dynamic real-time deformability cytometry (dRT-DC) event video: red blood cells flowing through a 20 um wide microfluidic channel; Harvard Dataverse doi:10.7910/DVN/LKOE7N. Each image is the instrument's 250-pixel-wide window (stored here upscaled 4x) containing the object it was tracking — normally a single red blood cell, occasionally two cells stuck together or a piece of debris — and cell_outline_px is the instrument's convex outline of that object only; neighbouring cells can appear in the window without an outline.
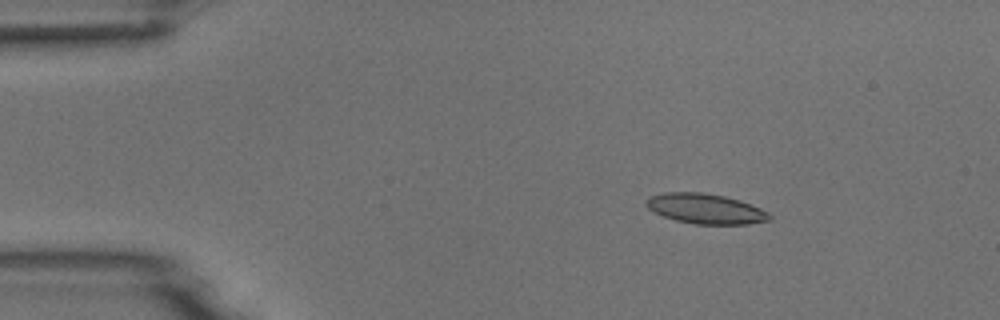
{"species": "common noctule bat (a hibernating species)", "species_latin": "Nyctalus noctula", "temperature_condition": "room temperature", "stored_images_in_passage": 4, "camera_frame_rate_fps": 3000, "um_per_image_px": 0.085, "animal": {"sex": "male", "body_mass_g": 18.8}, "frame": {"image": 1, "passage_image": 2, "time_ms": 2.0, "image_size_px": [1000, 320], "cell_outline_px": [[772, 220], [748, 224], [692, 224], [676, 220], [664, 216], [648, 208], [644, 204], [652, 196], [664, 192], [704, 192], [724, 196], [740, 200], [760, 208], [768, 212], [772, 216]], "centroid_in_image_um": [60.01, 17.74], "position_along_channel_um": 25.0, "area_um2": 21.56}}